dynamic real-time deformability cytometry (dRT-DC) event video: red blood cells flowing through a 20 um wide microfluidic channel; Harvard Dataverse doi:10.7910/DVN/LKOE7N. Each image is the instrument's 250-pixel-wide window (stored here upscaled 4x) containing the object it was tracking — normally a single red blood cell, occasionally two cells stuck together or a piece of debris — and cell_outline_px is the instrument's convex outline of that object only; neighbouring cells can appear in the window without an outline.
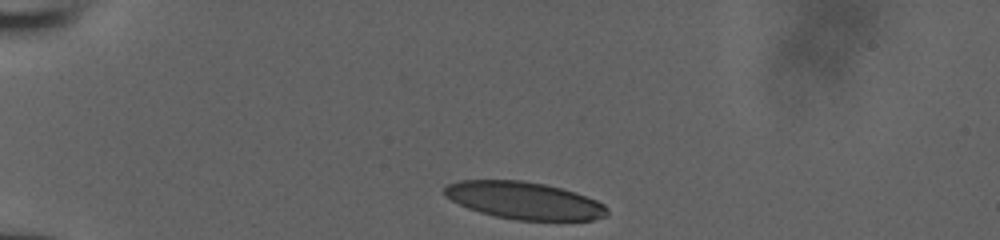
{"species": "human", "species_latin": "Homo sapiens", "temperature_condition": "room temperature", "stored_images_in_passage": 32, "camera_frame_rate_fps": 3000, "um_per_image_px": 0.085, "donor": {"sex": "male"}, "frame": {"image": 1, "passage_image": 1, "time_ms": 0.0, "image_size_px": [1000, 240], "cell_outline_px": [[608, 216], [592, 220], [516, 220], [496, 216], [480, 212], [468, 208], [452, 200], [444, 192], [444, 188], [448, 184], [460, 180], [520, 180], [544, 184], [576, 192], [596, 200], [604, 204], [608, 208]], "centroid_in_image_um": [44.6, 17.04], "position_along_channel_um": 40.4, "area_um2": 35.2}}
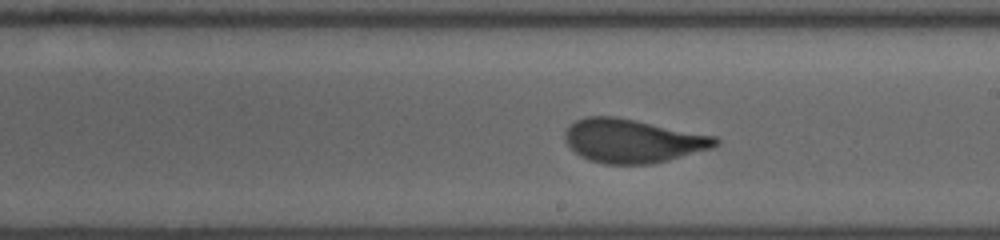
{"frame": {"image": 2, "passage_image": 19, "time_ms": 6.0, "image_size_px": [1000, 240], "cell_outline_px": [[720, 144], [712, 148], [668, 160], [652, 164], [604, 164], [588, 160], [580, 156], [564, 140], [564, 132], [576, 120], [588, 116], [612, 116], [636, 120], [716, 136], [720, 140]], "centroid_in_image_um": [53.79, 11.98], "position_along_channel_um": 235.2, "area_um2": 38.26}}
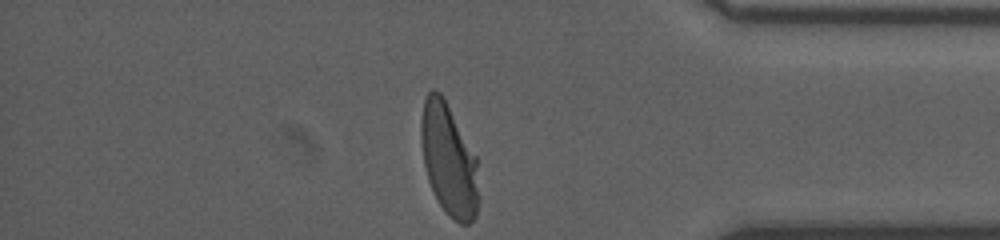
{"frame": {"image": 3, "passage_image": 32, "time_ms": 10.333, "image_size_px": [1000, 240], "cell_outline_px": [[480, 200], [476, 216], [468, 224], [460, 224], [448, 216], [440, 204], [428, 180], [424, 164], [420, 132], [420, 120], [424, 100], [428, 92], [432, 88], [440, 92], [444, 96], [476, 156], [480, 196]], "centroid_in_image_um": [38.16, 13.58], "position_along_channel_um": 397.0, "area_um2": 38.09}}